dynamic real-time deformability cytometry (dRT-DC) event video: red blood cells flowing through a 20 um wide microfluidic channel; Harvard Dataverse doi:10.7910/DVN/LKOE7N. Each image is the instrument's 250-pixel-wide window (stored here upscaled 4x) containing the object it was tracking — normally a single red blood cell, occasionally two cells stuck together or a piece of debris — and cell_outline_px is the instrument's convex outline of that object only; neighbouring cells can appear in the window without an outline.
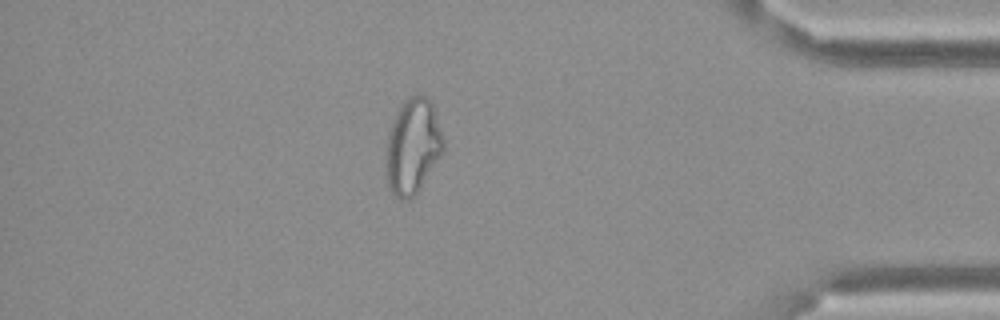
{"species": "Egyptian fruit bat (a non-hibernating species)", "species_latin": "Rousettus aegyptiacus", "temperature_condition": "cold", "stored_images_in_passage": 45, "camera_frame_rate_fps": 3000, "um_per_image_px": 0.085, "frame": {"image": 1, "passage_image": 39, "time_ms": 12.667, "image_size_px": [1000, 320], "cell_outline_px": [[444, 148], [416, 192], [408, 200], [400, 200], [388, 188], [388, 132], [392, 120], [400, 104], [404, 100], [416, 92], [428, 96], [432, 104], [444, 140]], "centroid_in_image_um": [35.08, 12.35], "position_along_channel_um": 400.1, "area_um2": 31.1}}